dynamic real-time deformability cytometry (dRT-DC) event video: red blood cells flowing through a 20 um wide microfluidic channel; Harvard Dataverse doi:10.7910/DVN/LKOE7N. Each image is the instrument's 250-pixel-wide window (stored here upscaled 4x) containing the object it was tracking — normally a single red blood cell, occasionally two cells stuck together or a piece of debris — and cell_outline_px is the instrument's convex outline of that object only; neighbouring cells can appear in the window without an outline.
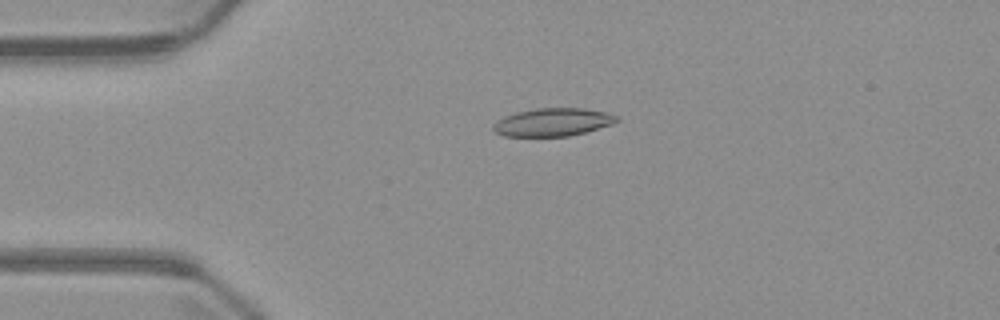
{"species": "common noctule bat (a hibernating species)", "species_latin": "Nyctalus noctula", "temperature_condition": "warm", "stored_images_in_passage": 4, "camera_frame_rate_fps": 3000, "um_per_image_px": 0.085, "animal": {"sex": "male", "body_mass_g": 23.1, "forearm_length_mm": 52.7}, "frame": {"image": 1, "passage_image": 3, "time_ms": 3.333, "image_size_px": [1000, 320], "cell_outline_px": [[620, 120], [612, 124], [584, 132], [568, 136], [504, 136], [496, 132], [492, 128], [492, 124], [496, 120], [504, 116], [516, 112], [536, 108], [580, 108], [604, 112], [620, 116]], "centroid_in_image_um": [46.96, 10.38], "position_along_channel_um": 38.0, "area_um2": 20.11}}